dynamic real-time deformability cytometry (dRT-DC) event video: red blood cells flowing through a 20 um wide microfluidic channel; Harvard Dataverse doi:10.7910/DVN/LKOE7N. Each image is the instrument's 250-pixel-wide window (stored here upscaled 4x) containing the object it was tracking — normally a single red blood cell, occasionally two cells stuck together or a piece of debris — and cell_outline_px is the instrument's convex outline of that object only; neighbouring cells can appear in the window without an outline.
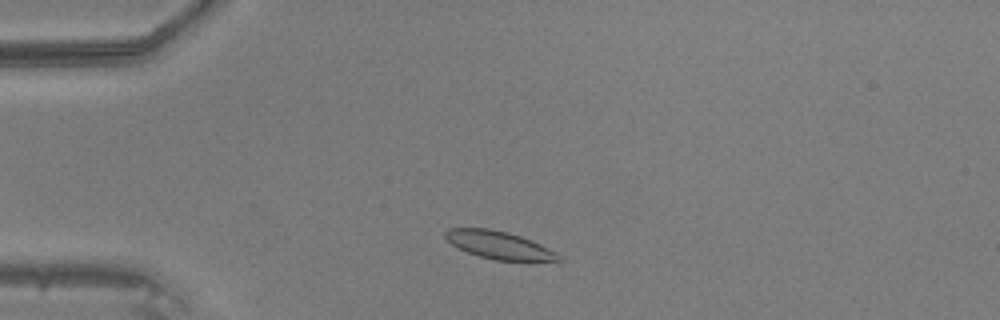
{"species": "common noctule bat (a hibernating species)", "species_latin": "Nyctalus noctula", "temperature_condition": "warm", "stored_images_in_passage": 41, "camera_frame_rate_fps": 3000, "um_per_image_px": 0.085, "animal": {"sex": "male", "body_mass_g": 20.5, "forearm_length_mm": 52.5}, "frame": {"image": 1, "passage_image": 5, "time_ms": 1.333, "image_size_px": [1000, 320], "cell_outline_px": [[564, 260], [492, 260], [468, 252], [452, 244], [444, 236], [444, 232], [448, 228], [488, 228], [508, 232], [520, 236], [540, 244], [556, 252]], "centroid_in_image_um": [42.39, 20.81], "position_along_channel_um": 42.6, "area_um2": 17.98}}
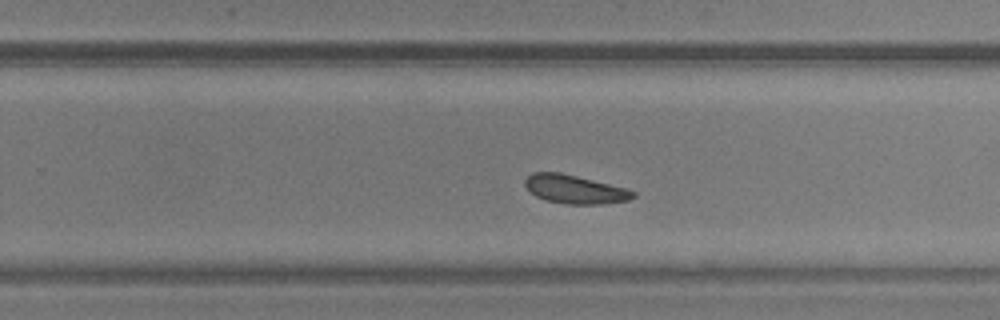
{"frame": {"image": 2, "passage_image": 24, "time_ms": 7.667, "image_size_px": [1000, 320], "cell_outline_px": [[636, 196], [628, 200], [604, 204], [564, 204], [548, 200], [536, 196], [524, 184], [524, 180], [532, 172], [560, 172], [624, 188], [636, 192]], "centroid_in_image_um": [48.85, 16.09], "position_along_channel_um": 281.0, "area_um2": 17.74}}
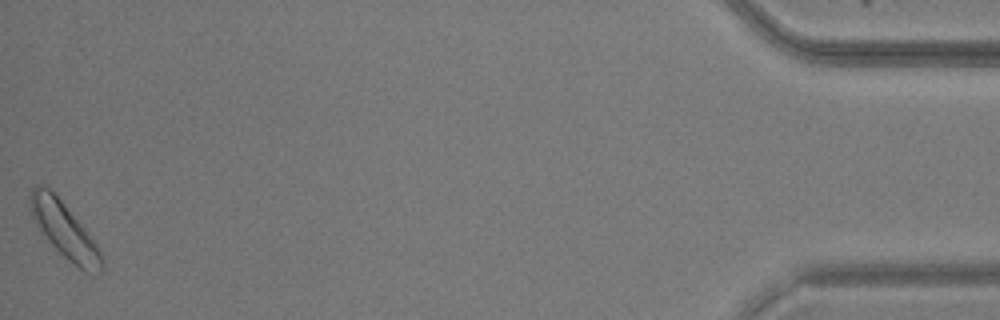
{"frame": {"image": 3, "passage_image": 41, "time_ms": 13.333, "image_size_px": [1000, 320], "cell_outline_px": [[104, 272], [92, 276], [84, 272], [68, 260], [52, 244], [40, 228], [32, 216], [28, 208], [28, 192], [36, 184], [40, 184], [48, 188], [60, 200], [100, 248], [104, 264]], "centroid_in_image_um": [5.5, 19.61], "position_along_channel_um": 429.7, "area_um2": 23.0}}